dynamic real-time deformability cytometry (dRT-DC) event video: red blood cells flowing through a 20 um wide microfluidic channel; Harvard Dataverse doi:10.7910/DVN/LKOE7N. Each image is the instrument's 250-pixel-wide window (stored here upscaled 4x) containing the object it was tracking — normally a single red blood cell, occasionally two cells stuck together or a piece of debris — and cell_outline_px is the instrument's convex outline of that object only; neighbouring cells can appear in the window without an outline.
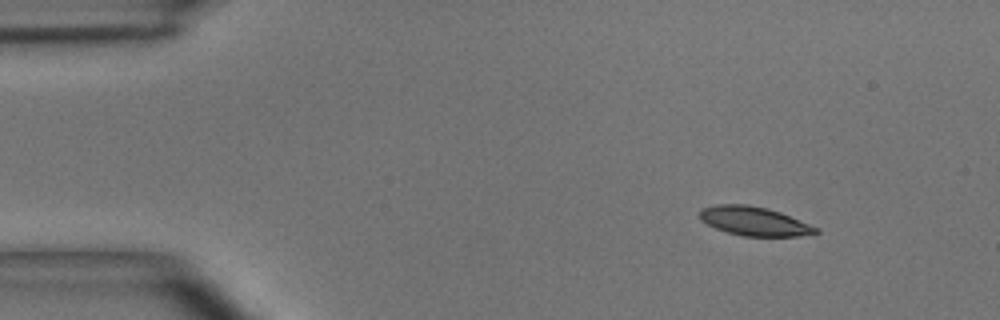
{"species": "common noctule bat (a hibernating species)", "species_latin": "Nyctalus noctula", "temperature_condition": "room temperature", "stored_images_in_passage": 3, "camera_frame_rate_fps": 3000, "um_per_image_px": 0.085, "animal": {"sex": "male", "body_mass_g": 15.6}, "frame": {"image": 1, "passage_image": 1, "time_ms": 0.0, "image_size_px": [1000, 320], "cell_outline_px": [[820, 232], [800, 236], [744, 236], [728, 232], [716, 228], [700, 220], [700, 208], [716, 204], [748, 204], [768, 208], [780, 212], [820, 228]], "centroid_in_image_um": [64.12, 18.79], "position_along_channel_um": 20.9, "area_um2": 19.65}}